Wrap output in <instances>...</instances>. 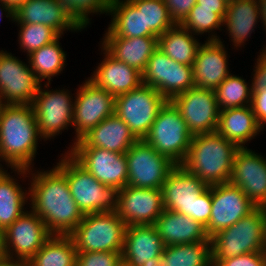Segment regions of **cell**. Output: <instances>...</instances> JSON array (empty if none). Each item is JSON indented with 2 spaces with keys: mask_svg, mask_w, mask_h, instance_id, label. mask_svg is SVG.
<instances>
[{
  "mask_svg": "<svg viewBox=\"0 0 266 266\" xmlns=\"http://www.w3.org/2000/svg\"><path fill=\"white\" fill-rule=\"evenodd\" d=\"M238 149L217 132L196 134L191 138L186 158L180 165L207 186L228 183Z\"/></svg>",
  "mask_w": 266,
  "mask_h": 266,
  "instance_id": "3",
  "label": "cell"
},
{
  "mask_svg": "<svg viewBox=\"0 0 266 266\" xmlns=\"http://www.w3.org/2000/svg\"><path fill=\"white\" fill-rule=\"evenodd\" d=\"M76 89L72 120L76 135L68 150L102 120L115 113V97L88 78Z\"/></svg>",
  "mask_w": 266,
  "mask_h": 266,
  "instance_id": "11",
  "label": "cell"
},
{
  "mask_svg": "<svg viewBox=\"0 0 266 266\" xmlns=\"http://www.w3.org/2000/svg\"><path fill=\"white\" fill-rule=\"evenodd\" d=\"M192 137L180 111L168 100L143 140L173 163L180 165L186 158Z\"/></svg>",
  "mask_w": 266,
  "mask_h": 266,
  "instance_id": "7",
  "label": "cell"
},
{
  "mask_svg": "<svg viewBox=\"0 0 266 266\" xmlns=\"http://www.w3.org/2000/svg\"><path fill=\"white\" fill-rule=\"evenodd\" d=\"M160 257H154L152 259H149L147 262H145L142 266H160Z\"/></svg>",
  "mask_w": 266,
  "mask_h": 266,
  "instance_id": "53",
  "label": "cell"
},
{
  "mask_svg": "<svg viewBox=\"0 0 266 266\" xmlns=\"http://www.w3.org/2000/svg\"><path fill=\"white\" fill-rule=\"evenodd\" d=\"M111 22L104 36L144 37L143 8H136L129 0H111L108 15Z\"/></svg>",
  "mask_w": 266,
  "mask_h": 266,
  "instance_id": "30",
  "label": "cell"
},
{
  "mask_svg": "<svg viewBox=\"0 0 266 266\" xmlns=\"http://www.w3.org/2000/svg\"><path fill=\"white\" fill-rule=\"evenodd\" d=\"M5 15V16H4ZM3 18H9V21H14V10H12L7 4H4L0 1V21H2Z\"/></svg>",
  "mask_w": 266,
  "mask_h": 266,
  "instance_id": "49",
  "label": "cell"
},
{
  "mask_svg": "<svg viewBox=\"0 0 266 266\" xmlns=\"http://www.w3.org/2000/svg\"><path fill=\"white\" fill-rule=\"evenodd\" d=\"M263 212L264 218V229H265V242H264V252L266 253V204L260 207Z\"/></svg>",
  "mask_w": 266,
  "mask_h": 266,
  "instance_id": "54",
  "label": "cell"
},
{
  "mask_svg": "<svg viewBox=\"0 0 266 266\" xmlns=\"http://www.w3.org/2000/svg\"><path fill=\"white\" fill-rule=\"evenodd\" d=\"M222 40L205 41L198 48L193 63L195 87L215 90L231 74L228 48Z\"/></svg>",
  "mask_w": 266,
  "mask_h": 266,
  "instance_id": "21",
  "label": "cell"
},
{
  "mask_svg": "<svg viewBox=\"0 0 266 266\" xmlns=\"http://www.w3.org/2000/svg\"><path fill=\"white\" fill-rule=\"evenodd\" d=\"M160 266H212L211 242L165 246Z\"/></svg>",
  "mask_w": 266,
  "mask_h": 266,
  "instance_id": "35",
  "label": "cell"
},
{
  "mask_svg": "<svg viewBox=\"0 0 266 266\" xmlns=\"http://www.w3.org/2000/svg\"><path fill=\"white\" fill-rule=\"evenodd\" d=\"M249 148L235 152L230 181L240 187L256 207L266 204V157Z\"/></svg>",
  "mask_w": 266,
  "mask_h": 266,
  "instance_id": "18",
  "label": "cell"
},
{
  "mask_svg": "<svg viewBox=\"0 0 266 266\" xmlns=\"http://www.w3.org/2000/svg\"><path fill=\"white\" fill-rule=\"evenodd\" d=\"M216 132L238 148H247L261 130L251 105H246L220 110Z\"/></svg>",
  "mask_w": 266,
  "mask_h": 266,
  "instance_id": "29",
  "label": "cell"
},
{
  "mask_svg": "<svg viewBox=\"0 0 266 266\" xmlns=\"http://www.w3.org/2000/svg\"><path fill=\"white\" fill-rule=\"evenodd\" d=\"M246 79L231 73L214 91L220 110L251 105L252 89Z\"/></svg>",
  "mask_w": 266,
  "mask_h": 266,
  "instance_id": "37",
  "label": "cell"
},
{
  "mask_svg": "<svg viewBox=\"0 0 266 266\" xmlns=\"http://www.w3.org/2000/svg\"><path fill=\"white\" fill-rule=\"evenodd\" d=\"M7 259L4 244V232L0 229V261Z\"/></svg>",
  "mask_w": 266,
  "mask_h": 266,
  "instance_id": "51",
  "label": "cell"
},
{
  "mask_svg": "<svg viewBox=\"0 0 266 266\" xmlns=\"http://www.w3.org/2000/svg\"><path fill=\"white\" fill-rule=\"evenodd\" d=\"M20 50L28 56L42 46L52 43L60 35L44 24L17 23Z\"/></svg>",
  "mask_w": 266,
  "mask_h": 266,
  "instance_id": "39",
  "label": "cell"
},
{
  "mask_svg": "<svg viewBox=\"0 0 266 266\" xmlns=\"http://www.w3.org/2000/svg\"><path fill=\"white\" fill-rule=\"evenodd\" d=\"M11 171L18 179L30 180L28 209L43 220L52 235H69L82 221L84 214L71 195L66 175L56 165L45 171L34 168Z\"/></svg>",
  "mask_w": 266,
  "mask_h": 266,
  "instance_id": "1",
  "label": "cell"
},
{
  "mask_svg": "<svg viewBox=\"0 0 266 266\" xmlns=\"http://www.w3.org/2000/svg\"><path fill=\"white\" fill-rule=\"evenodd\" d=\"M164 209L162 189L135 188L128 185L120 189L116 212L126 226L153 225Z\"/></svg>",
  "mask_w": 266,
  "mask_h": 266,
  "instance_id": "19",
  "label": "cell"
},
{
  "mask_svg": "<svg viewBox=\"0 0 266 266\" xmlns=\"http://www.w3.org/2000/svg\"><path fill=\"white\" fill-rule=\"evenodd\" d=\"M215 266H266L265 252H252L219 261Z\"/></svg>",
  "mask_w": 266,
  "mask_h": 266,
  "instance_id": "42",
  "label": "cell"
},
{
  "mask_svg": "<svg viewBox=\"0 0 266 266\" xmlns=\"http://www.w3.org/2000/svg\"><path fill=\"white\" fill-rule=\"evenodd\" d=\"M0 162H1V163L4 162L3 159H2V157H1V155H0ZM1 163H0V175H1L3 172L7 171L6 168L8 167V166H6V167L4 168V165H2Z\"/></svg>",
  "mask_w": 266,
  "mask_h": 266,
  "instance_id": "55",
  "label": "cell"
},
{
  "mask_svg": "<svg viewBox=\"0 0 266 266\" xmlns=\"http://www.w3.org/2000/svg\"><path fill=\"white\" fill-rule=\"evenodd\" d=\"M4 232L8 260L28 262L52 236L43 220L26 210Z\"/></svg>",
  "mask_w": 266,
  "mask_h": 266,
  "instance_id": "13",
  "label": "cell"
},
{
  "mask_svg": "<svg viewBox=\"0 0 266 266\" xmlns=\"http://www.w3.org/2000/svg\"><path fill=\"white\" fill-rule=\"evenodd\" d=\"M195 36L180 24H175L158 37V49L177 63L193 66L202 44Z\"/></svg>",
  "mask_w": 266,
  "mask_h": 266,
  "instance_id": "32",
  "label": "cell"
},
{
  "mask_svg": "<svg viewBox=\"0 0 266 266\" xmlns=\"http://www.w3.org/2000/svg\"><path fill=\"white\" fill-rule=\"evenodd\" d=\"M192 135L216 132L220 109L214 90L193 87L170 100Z\"/></svg>",
  "mask_w": 266,
  "mask_h": 266,
  "instance_id": "15",
  "label": "cell"
},
{
  "mask_svg": "<svg viewBox=\"0 0 266 266\" xmlns=\"http://www.w3.org/2000/svg\"><path fill=\"white\" fill-rule=\"evenodd\" d=\"M144 85L155 88L167 100L195 87L193 66L177 63L156 49L142 73Z\"/></svg>",
  "mask_w": 266,
  "mask_h": 266,
  "instance_id": "12",
  "label": "cell"
},
{
  "mask_svg": "<svg viewBox=\"0 0 266 266\" xmlns=\"http://www.w3.org/2000/svg\"><path fill=\"white\" fill-rule=\"evenodd\" d=\"M11 52L0 50V100L2 104L32 105L40 82L30 69Z\"/></svg>",
  "mask_w": 266,
  "mask_h": 266,
  "instance_id": "14",
  "label": "cell"
},
{
  "mask_svg": "<svg viewBox=\"0 0 266 266\" xmlns=\"http://www.w3.org/2000/svg\"><path fill=\"white\" fill-rule=\"evenodd\" d=\"M59 158L56 166L66 175L71 195L84 215L117 211L119 188L99 182L66 151Z\"/></svg>",
  "mask_w": 266,
  "mask_h": 266,
  "instance_id": "4",
  "label": "cell"
},
{
  "mask_svg": "<svg viewBox=\"0 0 266 266\" xmlns=\"http://www.w3.org/2000/svg\"><path fill=\"white\" fill-rule=\"evenodd\" d=\"M77 250L69 235H52L27 266H76Z\"/></svg>",
  "mask_w": 266,
  "mask_h": 266,
  "instance_id": "34",
  "label": "cell"
},
{
  "mask_svg": "<svg viewBox=\"0 0 266 266\" xmlns=\"http://www.w3.org/2000/svg\"><path fill=\"white\" fill-rule=\"evenodd\" d=\"M71 16L83 28L91 24L90 15H108L111 0H59Z\"/></svg>",
  "mask_w": 266,
  "mask_h": 266,
  "instance_id": "40",
  "label": "cell"
},
{
  "mask_svg": "<svg viewBox=\"0 0 266 266\" xmlns=\"http://www.w3.org/2000/svg\"><path fill=\"white\" fill-rule=\"evenodd\" d=\"M254 62V69L251 76V89L252 92H265L266 91V52L259 53ZM254 72V73H253Z\"/></svg>",
  "mask_w": 266,
  "mask_h": 266,
  "instance_id": "44",
  "label": "cell"
},
{
  "mask_svg": "<svg viewBox=\"0 0 266 266\" xmlns=\"http://www.w3.org/2000/svg\"><path fill=\"white\" fill-rule=\"evenodd\" d=\"M126 227L117 212L85 214L69 236L77 252H122Z\"/></svg>",
  "mask_w": 266,
  "mask_h": 266,
  "instance_id": "6",
  "label": "cell"
},
{
  "mask_svg": "<svg viewBox=\"0 0 266 266\" xmlns=\"http://www.w3.org/2000/svg\"><path fill=\"white\" fill-rule=\"evenodd\" d=\"M212 266L219 261L252 252H264L263 212L257 207L249 215L210 238Z\"/></svg>",
  "mask_w": 266,
  "mask_h": 266,
  "instance_id": "5",
  "label": "cell"
},
{
  "mask_svg": "<svg viewBox=\"0 0 266 266\" xmlns=\"http://www.w3.org/2000/svg\"><path fill=\"white\" fill-rule=\"evenodd\" d=\"M251 107L262 132L266 127V91L252 92Z\"/></svg>",
  "mask_w": 266,
  "mask_h": 266,
  "instance_id": "46",
  "label": "cell"
},
{
  "mask_svg": "<svg viewBox=\"0 0 266 266\" xmlns=\"http://www.w3.org/2000/svg\"><path fill=\"white\" fill-rule=\"evenodd\" d=\"M42 139L32 105L2 104L0 155L5 166L32 169Z\"/></svg>",
  "mask_w": 266,
  "mask_h": 266,
  "instance_id": "2",
  "label": "cell"
},
{
  "mask_svg": "<svg viewBox=\"0 0 266 266\" xmlns=\"http://www.w3.org/2000/svg\"><path fill=\"white\" fill-rule=\"evenodd\" d=\"M167 101L155 88L142 84L139 88L115 98V114L141 140L148 134Z\"/></svg>",
  "mask_w": 266,
  "mask_h": 266,
  "instance_id": "9",
  "label": "cell"
},
{
  "mask_svg": "<svg viewBox=\"0 0 266 266\" xmlns=\"http://www.w3.org/2000/svg\"><path fill=\"white\" fill-rule=\"evenodd\" d=\"M207 188L196 175L189 173L181 165H176L163 183L164 208L194 219L195 199Z\"/></svg>",
  "mask_w": 266,
  "mask_h": 266,
  "instance_id": "20",
  "label": "cell"
},
{
  "mask_svg": "<svg viewBox=\"0 0 266 266\" xmlns=\"http://www.w3.org/2000/svg\"><path fill=\"white\" fill-rule=\"evenodd\" d=\"M125 156L127 185L135 188L162 189L168 173L176 166L143 139L137 140Z\"/></svg>",
  "mask_w": 266,
  "mask_h": 266,
  "instance_id": "10",
  "label": "cell"
},
{
  "mask_svg": "<svg viewBox=\"0 0 266 266\" xmlns=\"http://www.w3.org/2000/svg\"><path fill=\"white\" fill-rule=\"evenodd\" d=\"M101 45L117 60L143 73L149 58L158 48V37L103 36Z\"/></svg>",
  "mask_w": 266,
  "mask_h": 266,
  "instance_id": "28",
  "label": "cell"
},
{
  "mask_svg": "<svg viewBox=\"0 0 266 266\" xmlns=\"http://www.w3.org/2000/svg\"><path fill=\"white\" fill-rule=\"evenodd\" d=\"M226 3L230 4L232 1H235V0H224Z\"/></svg>",
  "mask_w": 266,
  "mask_h": 266,
  "instance_id": "56",
  "label": "cell"
},
{
  "mask_svg": "<svg viewBox=\"0 0 266 266\" xmlns=\"http://www.w3.org/2000/svg\"><path fill=\"white\" fill-rule=\"evenodd\" d=\"M122 252H77L76 266H120Z\"/></svg>",
  "mask_w": 266,
  "mask_h": 266,
  "instance_id": "41",
  "label": "cell"
},
{
  "mask_svg": "<svg viewBox=\"0 0 266 266\" xmlns=\"http://www.w3.org/2000/svg\"><path fill=\"white\" fill-rule=\"evenodd\" d=\"M197 0H164L170 18L175 24H180L196 4Z\"/></svg>",
  "mask_w": 266,
  "mask_h": 266,
  "instance_id": "45",
  "label": "cell"
},
{
  "mask_svg": "<svg viewBox=\"0 0 266 266\" xmlns=\"http://www.w3.org/2000/svg\"><path fill=\"white\" fill-rule=\"evenodd\" d=\"M260 21L262 20L258 0H235L228 4L223 28L232 42V49H242Z\"/></svg>",
  "mask_w": 266,
  "mask_h": 266,
  "instance_id": "27",
  "label": "cell"
},
{
  "mask_svg": "<svg viewBox=\"0 0 266 266\" xmlns=\"http://www.w3.org/2000/svg\"><path fill=\"white\" fill-rule=\"evenodd\" d=\"M2 3L7 4L12 10H16L21 4L27 0H0Z\"/></svg>",
  "mask_w": 266,
  "mask_h": 266,
  "instance_id": "50",
  "label": "cell"
},
{
  "mask_svg": "<svg viewBox=\"0 0 266 266\" xmlns=\"http://www.w3.org/2000/svg\"><path fill=\"white\" fill-rule=\"evenodd\" d=\"M198 7L216 8V13L223 19L228 3L224 0H197Z\"/></svg>",
  "mask_w": 266,
  "mask_h": 266,
  "instance_id": "47",
  "label": "cell"
},
{
  "mask_svg": "<svg viewBox=\"0 0 266 266\" xmlns=\"http://www.w3.org/2000/svg\"><path fill=\"white\" fill-rule=\"evenodd\" d=\"M101 55L104 56L90 77L97 87L105 89L115 98L139 88L142 73L113 57L101 44Z\"/></svg>",
  "mask_w": 266,
  "mask_h": 266,
  "instance_id": "23",
  "label": "cell"
},
{
  "mask_svg": "<svg viewBox=\"0 0 266 266\" xmlns=\"http://www.w3.org/2000/svg\"><path fill=\"white\" fill-rule=\"evenodd\" d=\"M13 22L44 24L60 36L66 31L77 33L84 30L59 0H27L14 11Z\"/></svg>",
  "mask_w": 266,
  "mask_h": 266,
  "instance_id": "22",
  "label": "cell"
},
{
  "mask_svg": "<svg viewBox=\"0 0 266 266\" xmlns=\"http://www.w3.org/2000/svg\"><path fill=\"white\" fill-rule=\"evenodd\" d=\"M164 248V242L153 225L127 226L122 263L126 266H142L149 259L160 257Z\"/></svg>",
  "mask_w": 266,
  "mask_h": 266,
  "instance_id": "25",
  "label": "cell"
},
{
  "mask_svg": "<svg viewBox=\"0 0 266 266\" xmlns=\"http://www.w3.org/2000/svg\"><path fill=\"white\" fill-rule=\"evenodd\" d=\"M138 139L115 113L102 120L72 147H96L125 154Z\"/></svg>",
  "mask_w": 266,
  "mask_h": 266,
  "instance_id": "24",
  "label": "cell"
},
{
  "mask_svg": "<svg viewBox=\"0 0 266 266\" xmlns=\"http://www.w3.org/2000/svg\"><path fill=\"white\" fill-rule=\"evenodd\" d=\"M180 25L201 38V35H208L206 41H218L220 36L216 30H224L223 19L216 13V8L198 7V4L193 6Z\"/></svg>",
  "mask_w": 266,
  "mask_h": 266,
  "instance_id": "36",
  "label": "cell"
},
{
  "mask_svg": "<svg viewBox=\"0 0 266 266\" xmlns=\"http://www.w3.org/2000/svg\"><path fill=\"white\" fill-rule=\"evenodd\" d=\"M8 169L0 175V229L2 231L21 216L27 210L25 205L29 204V190L22 187L20 180L15 178L16 175H10Z\"/></svg>",
  "mask_w": 266,
  "mask_h": 266,
  "instance_id": "31",
  "label": "cell"
},
{
  "mask_svg": "<svg viewBox=\"0 0 266 266\" xmlns=\"http://www.w3.org/2000/svg\"><path fill=\"white\" fill-rule=\"evenodd\" d=\"M136 8H143L144 32L159 37L175 23L170 18L164 0H129Z\"/></svg>",
  "mask_w": 266,
  "mask_h": 266,
  "instance_id": "38",
  "label": "cell"
},
{
  "mask_svg": "<svg viewBox=\"0 0 266 266\" xmlns=\"http://www.w3.org/2000/svg\"><path fill=\"white\" fill-rule=\"evenodd\" d=\"M211 215L205 227L209 238L232 226L257 207L231 182L211 186Z\"/></svg>",
  "mask_w": 266,
  "mask_h": 266,
  "instance_id": "16",
  "label": "cell"
},
{
  "mask_svg": "<svg viewBox=\"0 0 266 266\" xmlns=\"http://www.w3.org/2000/svg\"><path fill=\"white\" fill-rule=\"evenodd\" d=\"M211 207V186H208V188L195 199L194 220L199 221L206 227L210 220Z\"/></svg>",
  "mask_w": 266,
  "mask_h": 266,
  "instance_id": "43",
  "label": "cell"
},
{
  "mask_svg": "<svg viewBox=\"0 0 266 266\" xmlns=\"http://www.w3.org/2000/svg\"><path fill=\"white\" fill-rule=\"evenodd\" d=\"M153 226L160 234L165 246L193 242H211L205 226L187 215L164 209Z\"/></svg>",
  "mask_w": 266,
  "mask_h": 266,
  "instance_id": "26",
  "label": "cell"
},
{
  "mask_svg": "<svg viewBox=\"0 0 266 266\" xmlns=\"http://www.w3.org/2000/svg\"><path fill=\"white\" fill-rule=\"evenodd\" d=\"M50 85L51 83H41L32 101L38 130L44 142L53 140L59 134L61 135L62 131L69 129L68 127H73L74 97L72 95L75 94L64 87L51 89Z\"/></svg>",
  "mask_w": 266,
  "mask_h": 266,
  "instance_id": "8",
  "label": "cell"
},
{
  "mask_svg": "<svg viewBox=\"0 0 266 266\" xmlns=\"http://www.w3.org/2000/svg\"><path fill=\"white\" fill-rule=\"evenodd\" d=\"M66 152L102 184L119 189L127 185L125 154L96 147H71Z\"/></svg>",
  "mask_w": 266,
  "mask_h": 266,
  "instance_id": "17",
  "label": "cell"
},
{
  "mask_svg": "<svg viewBox=\"0 0 266 266\" xmlns=\"http://www.w3.org/2000/svg\"><path fill=\"white\" fill-rule=\"evenodd\" d=\"M259 2V6H260V14H261V22L263 23L262 28L263 30H265V34H266V0H258ZM263 48L261 50H259V53H264L266 52V45L264 47V45L262 46Z\"/></svg>",
  "mask_w": 266,
  "mask_h": 266,
  "instance_id": "48",
  "label": "cell"
},
{
  "mask_svg": "<svg viewBox=\"0 0 266 266\" xmlns=\"http://www.w3.org/2000/svg\"><path fill=\"white\" fill-rule=\"evenodd\" d=\"M0 266H27L25 262L5 259L0 261Z\"/></svg>",
  "mask_w": 266,
  "mask_h": 266,
  "instance_id": "52",
  "label": "cell"
},
{
  "mask_svg": "<svg viewBox=\"0 0 266 266\" xmlns=\"http://www.w3.org/2000/svg\"><path fill=\"white\" fill-rule=\"evenodd\" d=\"M60 38L62 36L26 56L30 69L40 83L45 79V83H51L52 78L60 75L66 67L67 53L60 45Z\"/></svg>",
  "mask_w": 266,
  "mask_h": 266,
  "instance_id": "33",
  "label": "cell"
}]
</instances>
